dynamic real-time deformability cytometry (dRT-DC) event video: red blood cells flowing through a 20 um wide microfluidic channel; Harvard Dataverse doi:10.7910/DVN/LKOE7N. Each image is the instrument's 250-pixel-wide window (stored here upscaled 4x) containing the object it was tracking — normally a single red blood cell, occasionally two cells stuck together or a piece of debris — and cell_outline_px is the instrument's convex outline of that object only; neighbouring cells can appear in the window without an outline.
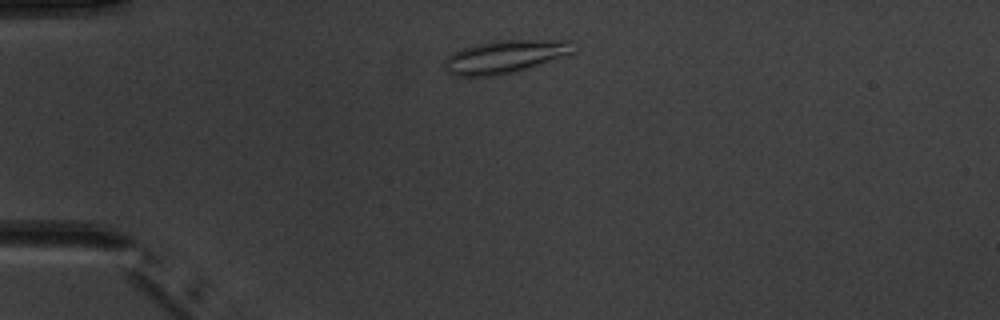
{"species": "common noctule bat (a hibernating species)", "species_latin": "Nyctalus noctula", "temperature_condition": "warm", "stored_images_in_passage": 3, "camera_frame_rate_fps": 3000, "um_per_image_px": 0.085, "animal": {"sex": "male", "body_mass_g": 20.1, "forearm_length_mm": 53.5}, "frame": {"image": 1, "passage_image": 2, "time_ms": 1.0, "image_size_px": [1000, 320], "cell_outline_px": [[580, 48], [572, 56], [500, 76], [452, 76], [444, 68], [444, 60], [452, 52], [472, 44], [496, 40], [572, 40]], "centroid_in_image_um": [43.04, 4.81], "position_along_channel_um": 42.0, "area_um2": 25.89}}